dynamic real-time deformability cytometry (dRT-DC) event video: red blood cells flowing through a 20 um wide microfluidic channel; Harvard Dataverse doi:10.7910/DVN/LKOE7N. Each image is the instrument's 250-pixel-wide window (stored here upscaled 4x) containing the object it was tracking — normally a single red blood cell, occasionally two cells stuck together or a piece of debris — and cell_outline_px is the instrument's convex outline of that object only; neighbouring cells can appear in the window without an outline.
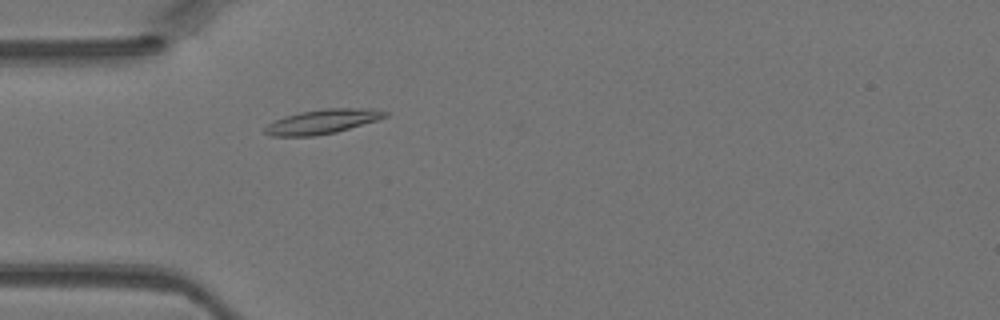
{"species": "Egyptian fruit bat (a non-hibernating species)", "species_latin": "Rousettus aegyptiacus", "temperature_condition": "warm", "stored_images_in_passage": 33, "camera_frame_rate_fps": 3000, "um_per_image_px": 0.085, "animal": {"sex": "female"}, "frame": {"image": 1, "passage_image": 2, "time_ms": 0.333, "image_size_px": [1000, 320], "cell_outline_px": [[388, 116], [376, 120], [336, 132], [316, 136], [272, 136], [264, 132], [264, 128], [268, 124], [284, 116], [300, 112], [324, 108], [372, 108], [388, 112]], "centroid_in_image_um": [27.41, 10.33], "position_along_channel_um": 57.6, "area_um2": 17.05}}
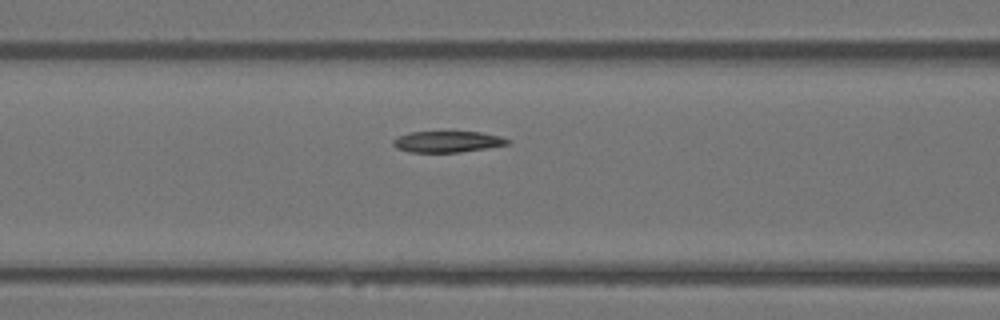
{"frame": {"image": 2, "passage_image": 7, "time_ms": 2.0, "image_size_px": [1000, 320], "cell_outline_px": [[512, 140], [508, 144], [460, 152], [408, 152], [396, 148], [392, 144], [392, 140], [400, 136], [412, 132], [480, 132], [500, 136]], "centroid_in_image_um": [38.02, 12.04], "position_along_channel_um": 128.6, "area_um2": 13.99}}
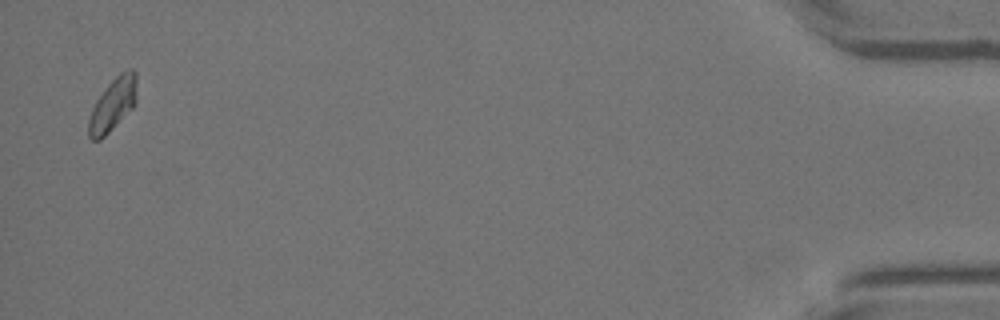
{"frame": {"image": 3, "passage_image": 33, "time_ms": 10.667, "image_size_px": [1000, 320], "cell_outline_px": [[136, 104], [100, 140], [92, 140], [88, 136], [88, 120], [92, 108], [96, 100], [108, 84], [120, 72], [128, 68], [132, 68], [136, 72]], "centroid_in_image_um": [9.59, 8.86], "position_along_channel_um": 425.6, "area_um2": 14.74}}